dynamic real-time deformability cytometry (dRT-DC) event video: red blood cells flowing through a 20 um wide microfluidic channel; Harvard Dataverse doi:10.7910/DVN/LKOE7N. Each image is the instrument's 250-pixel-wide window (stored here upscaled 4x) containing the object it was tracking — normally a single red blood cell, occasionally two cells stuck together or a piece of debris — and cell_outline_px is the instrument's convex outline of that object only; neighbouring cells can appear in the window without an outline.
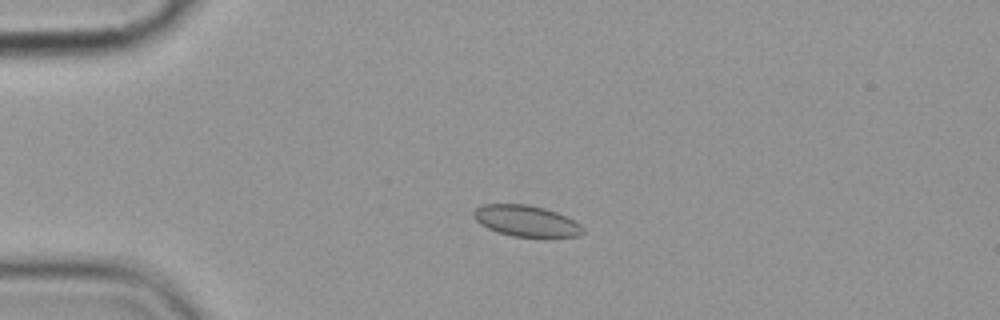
{"species": "common noctule bat (a hibernating species)", "species_latin": "Nyctalus noctula", "temperature_condition": "cold", "stored_images_in_passage": 5, "camera_frame_rate_fps": 3000, "um_per_image_px": 0.085, "animal": {"sex": "female", "body_mass_g": 19.9}, "frame": {"image": 1, "passage_image": 4, "time_ms": 4.333, "image_size_px": [1000, 320], "cell_outline_px": [[584, 232], [580, 236], [512, 236], [496, 232], [480, 224], [472, 216], [472, 212], [476, 208], [484, 204], [528, 204], [544, 208], [556, 212], [580, 224], [584, 228]], "centroid_in_image_um": [44.68, 18.77], "position_along_channel_um": 40.3, "area_um2": 19.65}}